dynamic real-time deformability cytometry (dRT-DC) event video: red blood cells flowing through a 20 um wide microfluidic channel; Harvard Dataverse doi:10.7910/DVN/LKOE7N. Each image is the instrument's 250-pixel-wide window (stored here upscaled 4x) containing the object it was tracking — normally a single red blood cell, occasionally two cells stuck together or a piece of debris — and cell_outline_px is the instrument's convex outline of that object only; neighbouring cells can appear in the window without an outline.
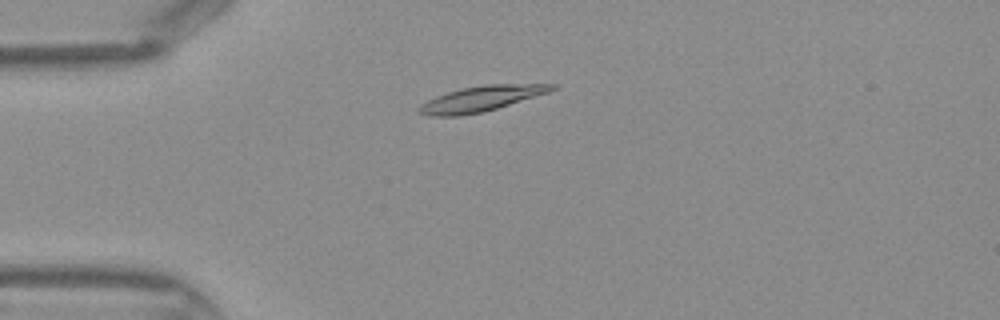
{"species": "Egyptian fruit bat (a non-hibernating species)", "species_latin": "Rousettus aegyptiacus", "temperature_condition": "warm", "stored_images_in_passage": 42, "camera_frame_rate_fps": 3000, "um_per_image_px": 0.085, "frame": {"image": 1, "passage_image": 9, "time_ms": 2.667, "image_size_px": [1000, 320], "cell_outline_px": [[560, 84], [556, 88], [548, 92], [484, 112], [460, 116], [428, 116], [420, 112], [420, 104], [436, 96], [460, 88], [484, 84]], "centroid_in_image_um": [40.9, 8.38], "position_along_channel_um": 44.1, "area_um2": 19.48}}
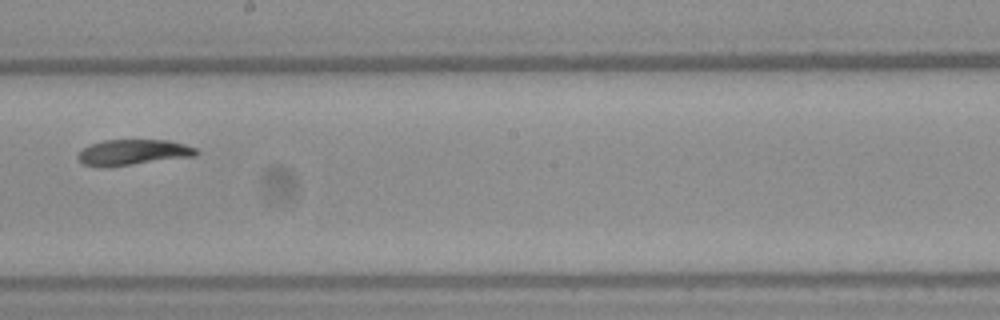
{"frame": {"image": 2, "passage_image": 23, "time_ms": 7.333, "image_size_px": [1000, 320], "cell_outline_px": [[200, 152], [196, 156], [104, 168], [100, 168], [84, 164], [76, 156], [84, 148], [92, 144], [104, 140], [168, 140], [184, 144], [196, 148]], "centroid_in_image_um": [11.33, 12.96], "position_along_channel_um": 236.9, "area_um2": 17.74}}
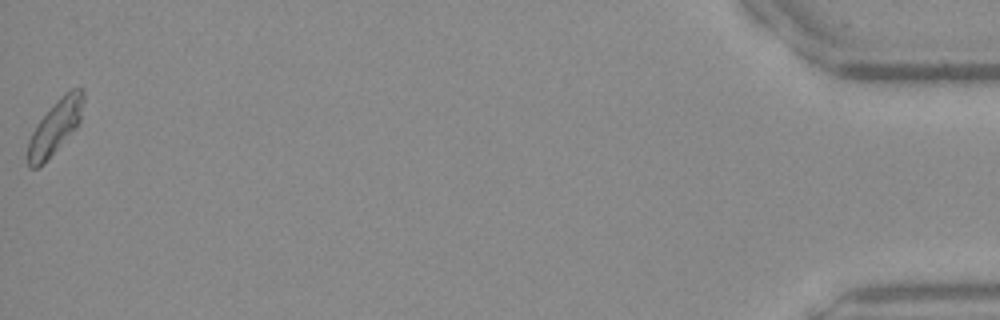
{"frame": {"image": 3, "passage_image": 42, "time_ms": 13.667, "image_size_px": [1000, 320], "cell_outline_px": [[84, 100], [80, 120], [76, 128], [44, 164], [36, 168], [28, 168], [28, 140], [36, 124], [56, 100], [64, 92], [72, 88], [84, 88]], "centroid_in_image_um": [4.7, 10.78], "position_along_channel_um": 430.5, "area_um2": 17.63}}